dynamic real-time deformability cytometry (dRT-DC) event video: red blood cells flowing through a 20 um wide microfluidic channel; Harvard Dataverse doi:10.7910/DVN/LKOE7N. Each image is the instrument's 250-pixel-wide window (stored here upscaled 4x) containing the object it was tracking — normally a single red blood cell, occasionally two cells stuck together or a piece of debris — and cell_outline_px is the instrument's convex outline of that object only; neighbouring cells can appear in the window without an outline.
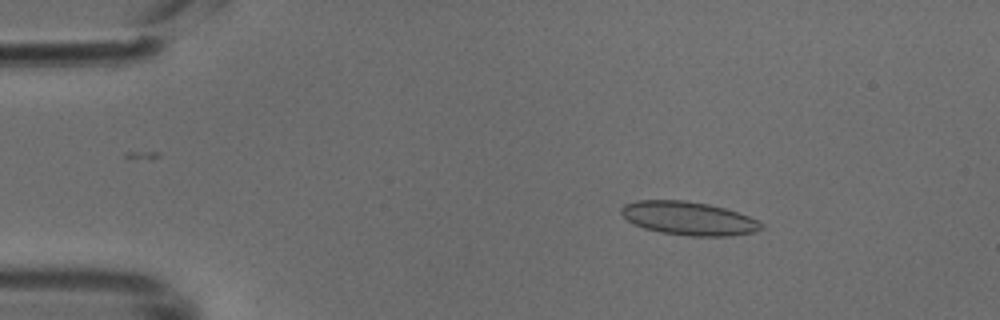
{"species": "common noctule bat (a hibernating species)", "species_latin": "Nyctalus noctula", "temperature_condition": "cold", "stored_images_in_passage": 50, "camera_frame_rate_fps": 3000, "um_per_image_px": 0.085, "animal": {"sex": "male", "body_mass_g": 18.8}, "frame": {"image": 1, "passage_image": 8, "time_ms": 2.333, "image_size_px": [1000, 320], "cell_outline_px": [[764, 228], [756, 232], [732, 236], [688, 236], [660, 232], [644, 228], [632, 224], [620, 212], [620, 208], [624, 204], [636, 200], [684, 200], [708, 204], [724, 208], [748, 216], [764, 224]], "centroid_in_image_um": [58.53, 18.57], "position_along_channel_um": 26.5, "area_um2": 27.46}}
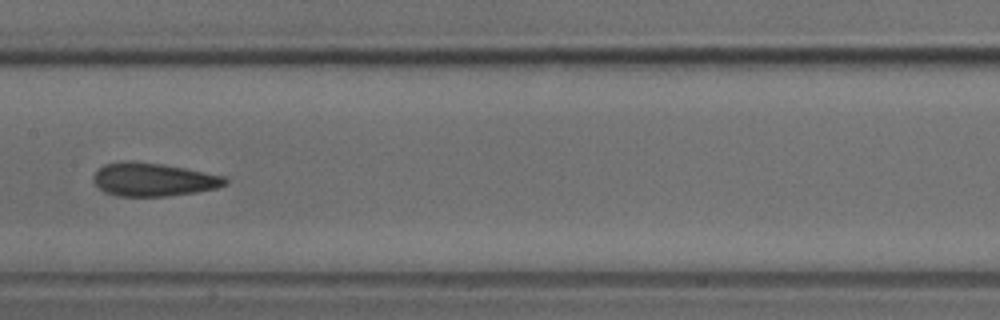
{"frame": {"image": 2, "passage_image": 25, "time_ms": 8.0, "image_size_px": [1000, 320], "cell_outline_px": [[228, 184], [216, 188], [196, 192], [164, 196], [116, 196], [104, 192], [92, 180], [92, 176], [104, 164], [124, 160], [132, 160], [164, 164], [224, 176], [228, 180]], "centroid_in_image_um": [13.01, 15.25], "position_along_channel_um": 194.4, "area_um2": 25.66}}
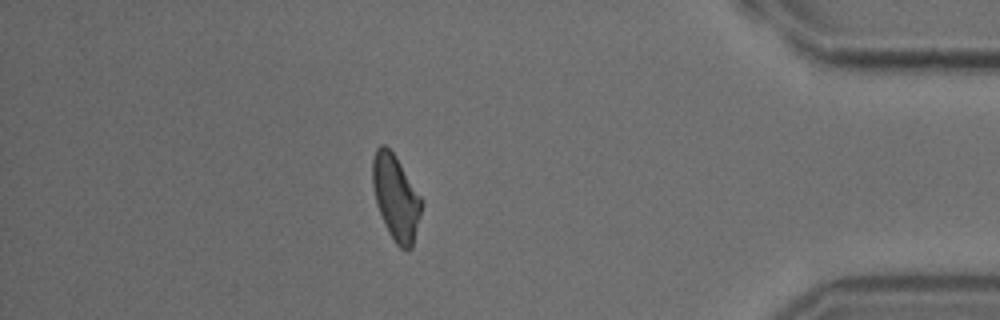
{"frame": {"image": 3, "passage_image": 43, "time_ms": 14.0, "image_size_px": [1000, 320], "cell_outline_px": [[424, 204], [412, 248], [400, 248], [396, 244], [388, 232], [380, 212], [376, 200], [372, 184], [372, 160], [376, 148], [380, 144], [384, 144], [396, 156], [420, 196]], "centroid_in_image_um": [33.66, 16.78], "position_along_channel_um": 401.5, "area_um2": 24.16}}